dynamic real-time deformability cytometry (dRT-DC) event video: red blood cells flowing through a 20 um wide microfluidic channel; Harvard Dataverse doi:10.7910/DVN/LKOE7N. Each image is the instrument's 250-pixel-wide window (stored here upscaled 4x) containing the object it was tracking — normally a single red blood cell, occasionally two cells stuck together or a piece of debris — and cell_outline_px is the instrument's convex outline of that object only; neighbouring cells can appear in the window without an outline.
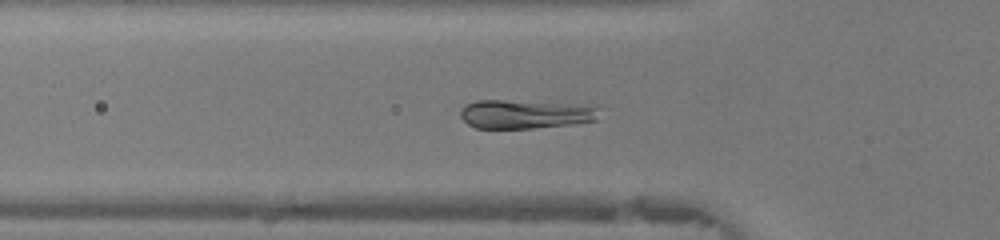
{"species": "human", "species_latin": "Homo sapiens", "temperature_condition": "warm", "stored_images_in_passage": 46, "camera_frame_rate_fps": 3000, "um_per_image_px": 0.085, "donor": {"sex": "female"}, "frame": {"image": 1, "passage_image": 15, "time_ms": 4.667, "image_size_px": [1000, 240], "cell_outline_px": [[596, 120], [576, 124], [532, 128], [476, 128], [468, 124], [460, 116], [460, 108], [464, 104], [476, 100], [504, 100], [596, 104]], "centroid_in_image_um": [44.65, 9.68], "position_along_channel_um": 81.1, "area_um2": 23.76}}
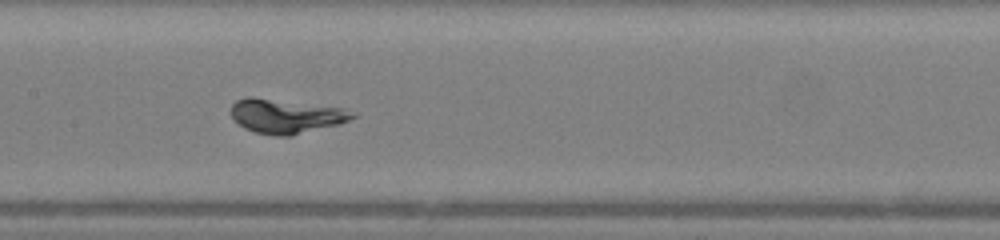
{"frame": {"image": 2, "passage_image": 22, "time_ms": 7.0, "image_size_px": [1000, 240], "cell_outline_px": [[356, 116], [340, 124], [292, 136], [276, 136], [256, 132], [244, 128], [232, 116], [232, 104], [236, 100], [248, 96], [252, 96], [344, 108], [356, 112]], "centroid_in_image_um": [24.33, 9.86], "position_along_channel_um": 183.1, "area_um2": 24.33}}
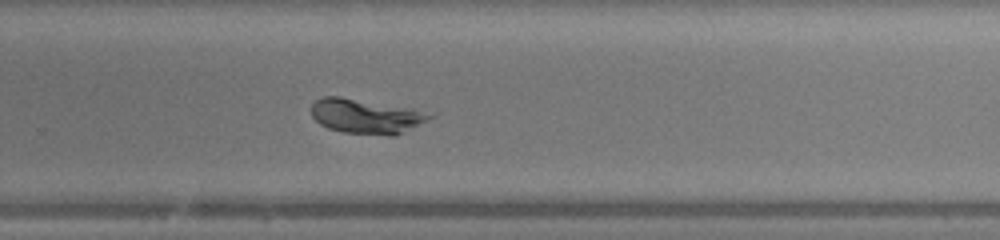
{"frame": {"image": 3, "passage_image": 30, "time_ms": 9.667, "image_size_px": [1000, 240], "cell_outline_px": [[436, 116], [396, 136], [388, 136], [344, 132], [328, 128], [320, 124], [312, 116], [312, 104], [316, 100], [324, 96], [340, 96], [436, 112]], "centroid_in_image_um": [31.19, 9.88], "position_along_channel_um": 298.6, "area_um2": 24.28}}